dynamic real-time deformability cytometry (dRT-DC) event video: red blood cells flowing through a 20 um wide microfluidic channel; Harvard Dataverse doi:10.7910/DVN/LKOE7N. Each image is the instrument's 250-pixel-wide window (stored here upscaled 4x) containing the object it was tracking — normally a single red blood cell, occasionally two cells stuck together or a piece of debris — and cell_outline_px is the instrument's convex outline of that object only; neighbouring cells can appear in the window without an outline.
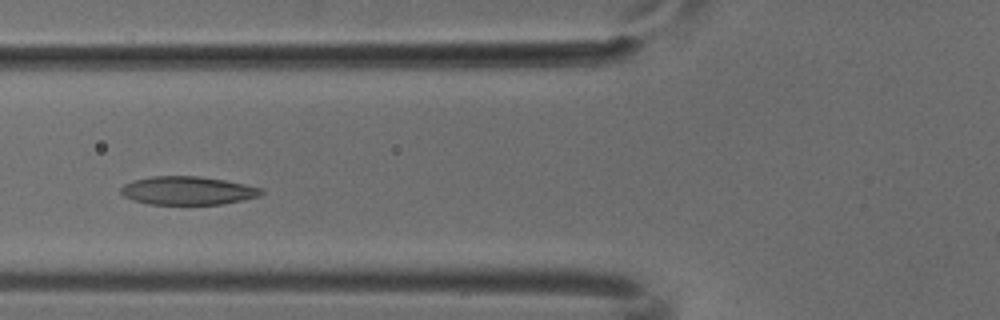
{"species": "common noctule bat (a hibernating species)", "species_latin": "Nyctalus noctula", "temperature_condition": "cold", "stored_images_in_passage": 5, "camera_frame_rate_fps": 3000, "um_per_image_px": 0.085, "animal": {"sex": "male", "body_mass_g": 18.8}, "frame": {"image": 1, "passage_image": 4, "time_ms": 1.0, "image_size_px": [1000, 320], "cell_outline_px": [[264, 192], [260, 196], [244, 200], [220, 204], [148, 204], [132, 200], [124, 196], [120, 192], [120, 188], [124, 184], [132, 180], [152, 176], [200, 176], [224, 180], [264, 188]], "centroid_in_image_um": [15.95, 16.2], "position_along_channel_um": 109.8, "area_um2": 23.35}}
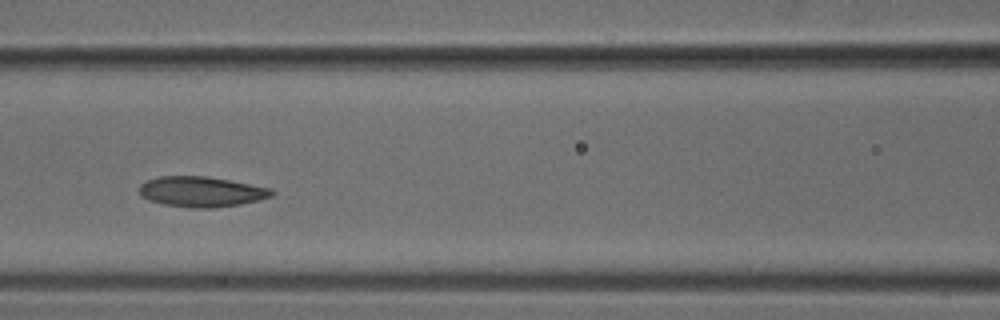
{"frame": {"image": 2, "passage_image": 5, "time_ms": 1.333, "image_size_px": [1000, 320], "cell_outline_px": [[276, 192], [272, 196], [260, 200], [240, 204], [212, 208], [192, 208], [164, 204], [148, 200], [140, 196], [140, 184], [148, 180], [160, 176], [208, 176], [272, 188]], "centroid_in_image_um": [17.14, 16.29], "position_along_channel_um": 149.5, "area_um2": 23.52}}